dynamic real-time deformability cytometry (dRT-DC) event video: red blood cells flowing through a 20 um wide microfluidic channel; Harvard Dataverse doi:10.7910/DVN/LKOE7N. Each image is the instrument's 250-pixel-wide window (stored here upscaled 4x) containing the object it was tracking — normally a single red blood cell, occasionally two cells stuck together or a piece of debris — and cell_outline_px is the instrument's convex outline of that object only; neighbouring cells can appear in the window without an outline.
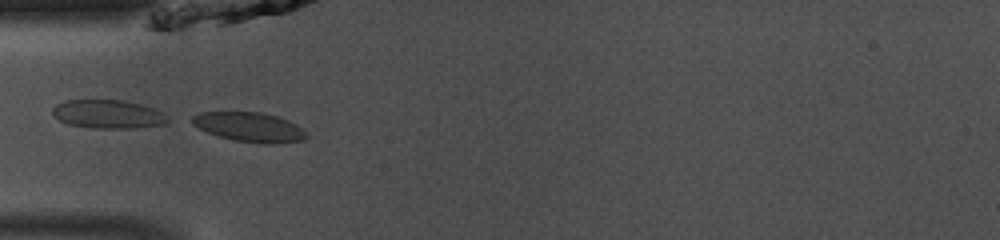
{"species": "common noctule bat (a hibernating species)", "species_latin": "Nyctalus noctula", "temperature_condition": "room temperature", "stored_images_in_passage": 17, "camera_frame_rate_fps": 3000, "um_per_image_px": 0.085, "animal": {"sex": "male", "body_mass_g": 13.0, "forearm_length_mm": 53.1}, "frame": {"image": 1, "passage_image": 6, "time_ms": 1.667, "image_size_px": [1000, 240], "cell_outline_px": [[308, 136], [304, 140], [276, 144], [260, 144], [236, 140], [220, 136], [208, 132], [192, 124], [192, 116], [200, 112], [260, 112], [276, 116], [288, 120], [296, 124], [308, 132]], "centroid_in_image_um": [21.26, 10.81], "position_along_channel_um": 63.7, "area_um2": 19.65}}